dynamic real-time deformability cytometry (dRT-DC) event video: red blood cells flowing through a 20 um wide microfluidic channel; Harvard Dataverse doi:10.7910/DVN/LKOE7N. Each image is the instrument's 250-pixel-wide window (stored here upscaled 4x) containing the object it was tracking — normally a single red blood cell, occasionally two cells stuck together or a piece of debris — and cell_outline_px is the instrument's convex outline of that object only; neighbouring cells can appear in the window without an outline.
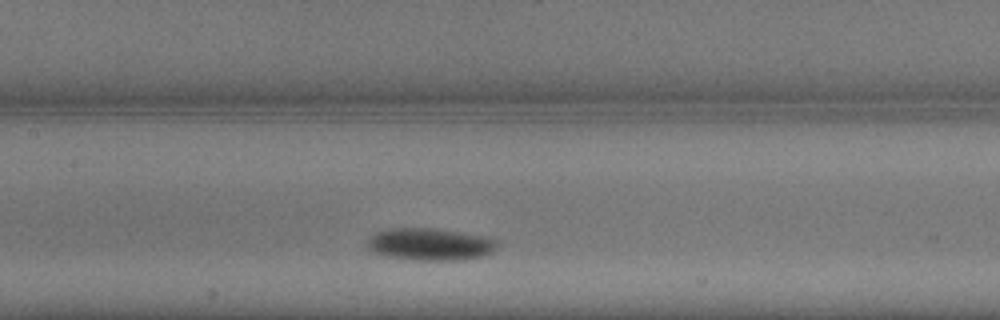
{"species": "common noctule bat (a hibernating species)", "species_latin": "Nyctalus noctula", "temperature_condition": "warm", "stored_images_in_passage": 12, "camera_frame_rate_fps": 3000, "um_per_image_px": 0.085, "animal": {"sex": "male", "body_mass_g": 13.3}, "frame": {"image": 1, "passage_image": 6, "time_ms": 1.667, "image_size_px": [1000, 320], "cell_outline_px": [[500, 244], [492, 252], [480, 256], [456, 260], [416, 260], [380, 256], [372, 252], [368, 248], [368, 240], [376, 232], [388, 228], [436, 228], [492, 236], [500, 240]], "centroid_in_image_um": [36.6, 20.75], "position_along_channel_um": 170.8, "area_um2": 24.97}}
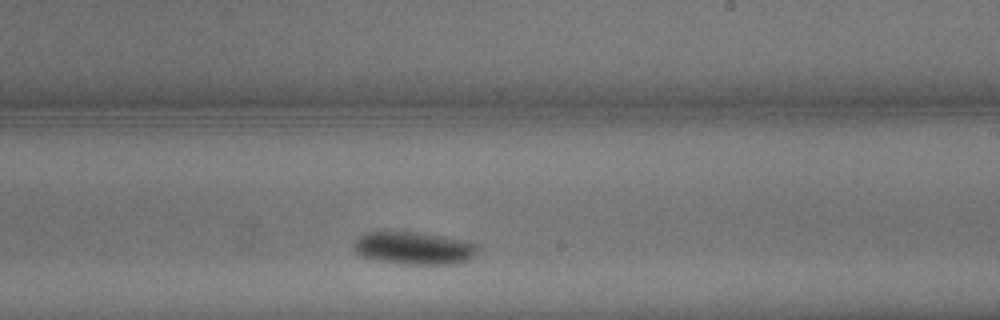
{"frame": {"image": 2, "passage_image": 9, "time_ms": 2.667, "image_size_px": [1000, 320], "cell_outline_px": [[480, 248], [468, 260], [460, 264], [396, 264], [376, 260], [360, 256], [356, 252], [352, 244], [364, 232], [420, 232], [444, 236], [464, 240], [480, 244]], "centroid_in_image_um": [35.21, 21.1], "position_along_channel_um": 253.8, "area_um2": 23.99}}